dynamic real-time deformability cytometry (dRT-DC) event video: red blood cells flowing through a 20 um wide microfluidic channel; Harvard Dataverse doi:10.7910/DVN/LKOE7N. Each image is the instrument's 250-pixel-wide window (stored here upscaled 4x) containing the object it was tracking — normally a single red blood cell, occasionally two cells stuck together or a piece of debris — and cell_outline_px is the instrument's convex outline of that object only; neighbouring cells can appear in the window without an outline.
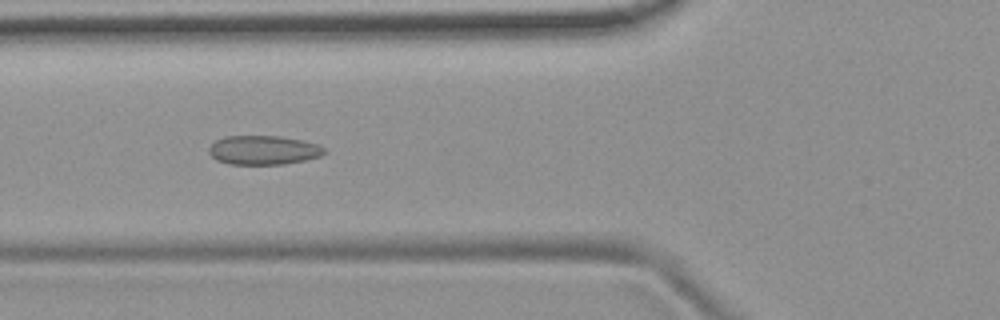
{"species": "common noctule bat (a hibernating species)", "species_latin": "Nyctalus noctula", "temperature_condition": "room temperature", "stored_images_in_passage": 54, "camera_frame_rate_fps": 3000, "um_per_image_px": 0.085, "animal": {"sex": "female", "body_mass_g": 19.9}, "frame": {"image": 1, "passage_image": 19, "time_ms": 6.0, "image_size_px": [1000, 320], "cell_outline_px": [[328, 152], [320, 156], [304, 160], [284, 164], [228, 164], [216, 160], [208, 152], [208, 148], [216, 140], [224, 136], [280, 136], [304, 140], [320, 144]], "centroid_in_image_um": [22.41, 12.75], "position_along_channel_um": 103.4, "area_um2": 19.77}}
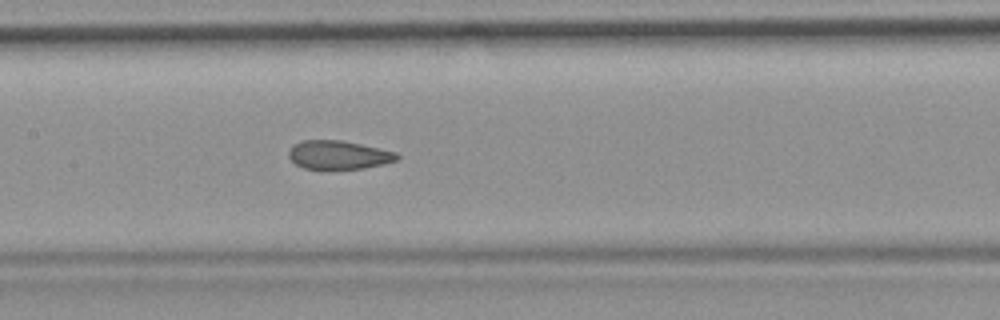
{"frame": {"image": 2, "passage_image": 25, "time_ms": 8.0, "image_size_px": [1000, 320], "cell_outline_px": [[400, 156], [396, 160], [384, 164], [364, 168], [324, 172], [304, 168], [296, 164], [288, 156], [288, 152], [292, 144], [300, 140], [340, 140], [360, 144], [396, 152]], "centroid_in_image_um": [28.72, 13.21], "position_along_channel_um": 178.7, "area_um2": 18.73}}
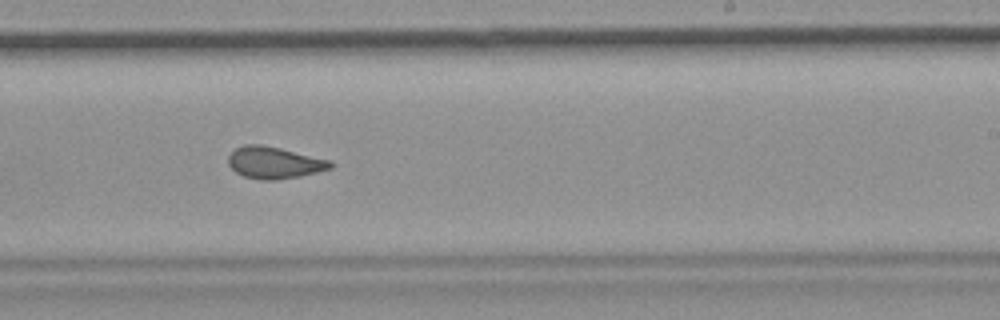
{"frame": {"image": 3, "passage_image": 32, "time_ms": 10.333, "image_size_px": [1000, 320], "cell_outline_px": [[332, 168], [300, 176], [276, 180], [260, 180], [244, 176], [236, 172], [228, 164], [228, 156], [236, 148], [244, 144], [260, 144], [280, 148], [332, 160]], "centroid_in_image_um": [23.31, 13.82], "position_along_channel_um": 265.7, "area_um2": 18.96}, "authors_computed_cell_mechanics": {"area_um2": 19.7387, "velocity_mm_per_s": 3.7477, "shape_relaxation_time_tau1_ms": null, "shape_relaxation_time_tau2_ms": 1.5738, "deformation_change_tau1": null, "deformation_change_tau2": 0.0795}}